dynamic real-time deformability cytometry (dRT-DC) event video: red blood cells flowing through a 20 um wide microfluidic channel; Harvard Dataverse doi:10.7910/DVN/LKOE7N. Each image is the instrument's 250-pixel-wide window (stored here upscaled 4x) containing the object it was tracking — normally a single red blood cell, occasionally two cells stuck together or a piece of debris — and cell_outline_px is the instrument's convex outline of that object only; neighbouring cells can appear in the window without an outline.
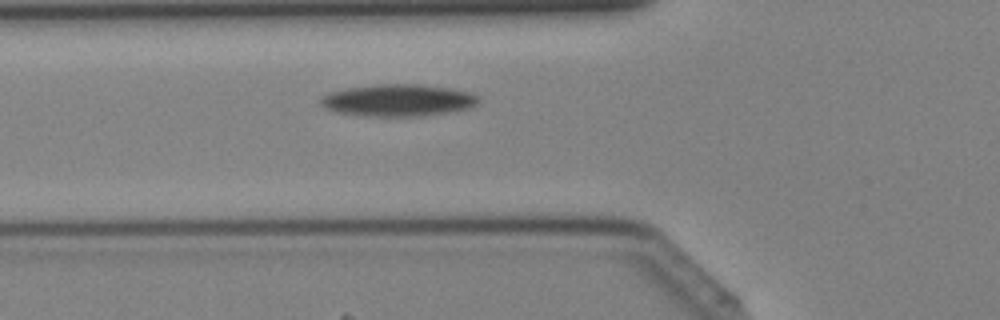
{"species": "Egyptian fruit bat (a non-hibernating species)", "species_latin": "Rousettus aegyptiacus", "temperature_condition": "cold", "stored_images_in_passage": 38, "camera_frame_rate_fps": 3000, "um_per_image_px": 0.085, "animal": {"sex": "female"}, "frame": {"image": 1, "passage_image": 10, "time_ms": 3.0, "image_size_px": [1000, 320], "cell_outline_px": [[480, 100], [472, 108], [456, 112], [420, 116], [360, 116], [336, 112], [324, 108], [320, 104], [320, 96], [328, 92], [348, 88], [376, 84], [416, 84], [452, 88], [472, 92], [480, 96]], "centroid_in_image_um": [33.87, 8.53], "position_along_channel_um": 91.9, "area_um2": 30.11}}
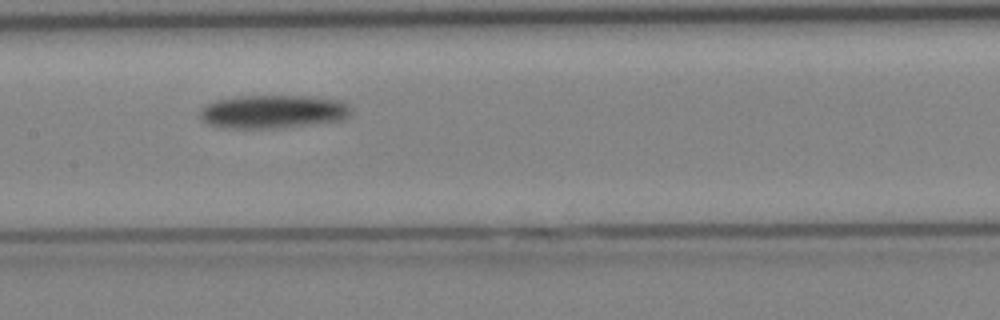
{"frame": {"image": 2, "passage_image": 16, "time_ms": 5.0, "image_size_px": [1000, 320], "cell_outline_px": [[352, 112], [348, 116], [340, 120], [276, 128], [232, 128], [208, 124], [200, 116], [200, 108], [204, 104], [212, 100], [240, 96], [308, 96], [340, 100], [348, 104], [352, 108]], "centroid_in_image_um": [23.18, 9.47], "position_along_channel_um": 184.2, "area_um2": 29.36}}
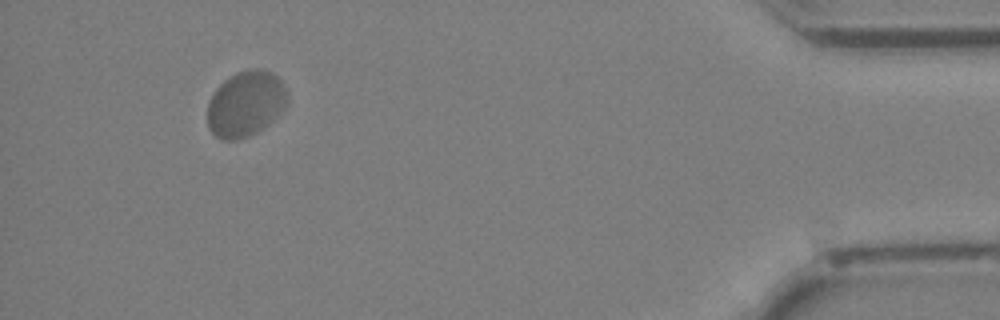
{"frame": {"image": 3, "passage_image": 35, "time_ms": 11.333, "image_size_px": [1000, 320], "cell_outline_px": [[288, 104], [268, 124], [256, 132], [248, 136], [236, 140], [220, 140], [208, 128], [208, 100], [216, 88], [224, 80], [236, 72], [252, 68], [256, 68], [272, 72], [280, 80], [288, 92]], "centroid_in_image_um": [20.87, 8.82], "position_along_channel_um": 414.3, "area_um2": 30.69}}